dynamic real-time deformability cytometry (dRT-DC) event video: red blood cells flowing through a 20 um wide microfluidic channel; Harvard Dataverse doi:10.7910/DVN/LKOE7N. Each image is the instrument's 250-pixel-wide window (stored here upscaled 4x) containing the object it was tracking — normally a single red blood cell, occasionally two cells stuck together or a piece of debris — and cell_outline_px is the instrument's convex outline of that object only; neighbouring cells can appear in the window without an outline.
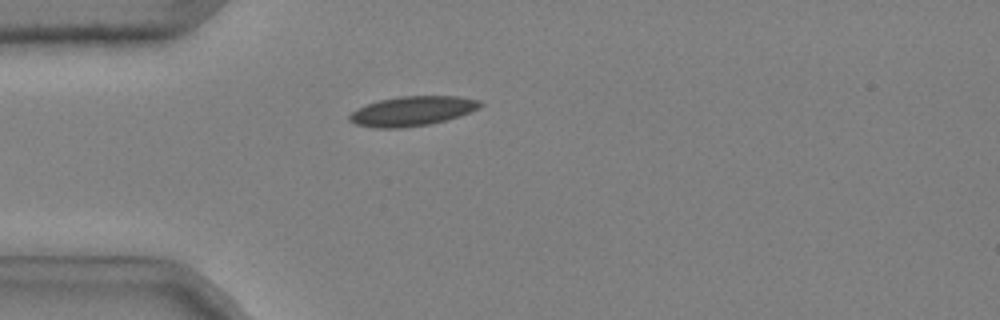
{"species": "common noctule bat (a hibernating species)", "species_latin": "Nyctalus noctula", "temperature_condition": "cold", "stored_images_in_passage": 34, "camera_frame_rate_fps": 3000, "um_per_image_px": 0.085, "animal": {"sex": "male", "body_mass_g": 20.4}, "frame": {"image": 1, "passage_image": 1, "time_ms": 0.0, "image_size_px": [1000, 320], "cell_outline_px": [[484, 104], [480, 108], [460, 116], [428, 124], [400, 128], [376, 128], [356, 124], [348, 120], [348, 116], [352, 112], [368, 104], [380, 100], [400, 96], [460, 96], [480, 100]], "centroid_in_image_um": [35.08, 9.43], "position_along_channel_um": 49.9, "area_um2": 22.43}}
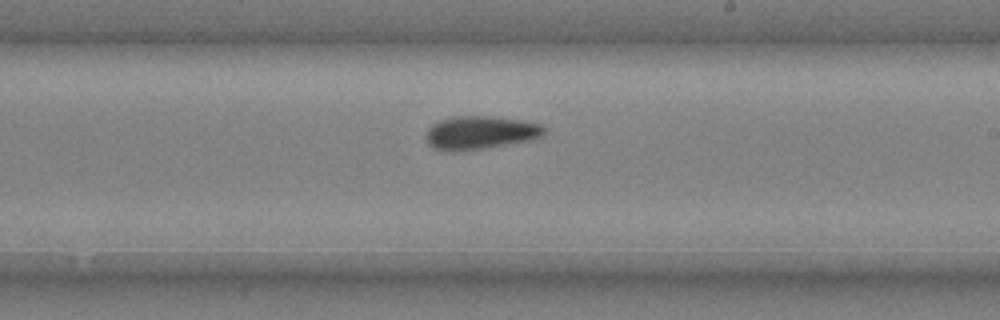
{"frame": {"image": 2, "passage_image": 18, "time_ms": 5.667, "image_size_px": [1000, 320], "cell_outline_px": [[544, 136], [532, 140], [484, 148], [436, 148], [428, 144], [428, 128], [432, 124], [440, 120], [452, 116], [488, 116], [524, 120], [540, 124], [544, 128]], "centroid_in_image_um": [40.92, 11.22], "position_along_channel_um": 248.1, "area_um2": 22.14}}
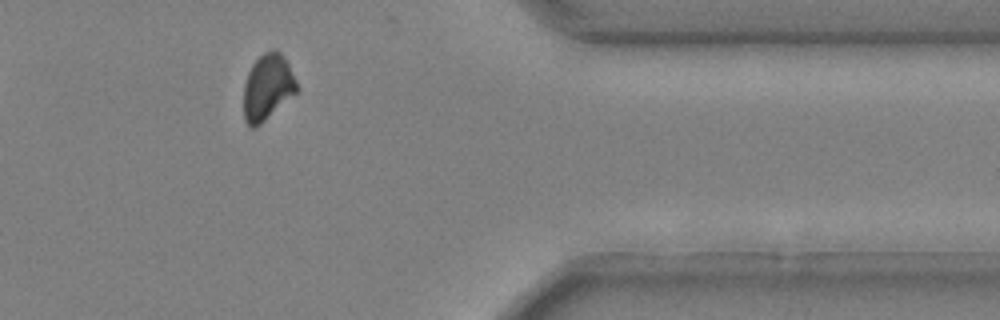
{"frame": {"image": 3, "passage_image": 31, "time_ms": 10.0, "image_size_px": [1000, 320], "cell_outline_px": [[300, 88], [296, 92], [256, 128], [252, 128], [244, 120], [244, 84], [248, 72], [252, 64], [264, 52], [280, 52], [284, 56]], "centroid_in_image_um": [22.73, 7.43], "position_along_channel_um": 388.7, "area_um2": 20.11}, "authors_computed_cell_mechanics": {"area_um2": 22.1374, "velocity_mm_per_s": 3.6827, "shape_relaxation_time_tau1_ms": 6.123, "shape_relaxation_time_tau2_ms": null, "deformation_change_tau1": 0.1149, "deformation_change_tau2": null}}